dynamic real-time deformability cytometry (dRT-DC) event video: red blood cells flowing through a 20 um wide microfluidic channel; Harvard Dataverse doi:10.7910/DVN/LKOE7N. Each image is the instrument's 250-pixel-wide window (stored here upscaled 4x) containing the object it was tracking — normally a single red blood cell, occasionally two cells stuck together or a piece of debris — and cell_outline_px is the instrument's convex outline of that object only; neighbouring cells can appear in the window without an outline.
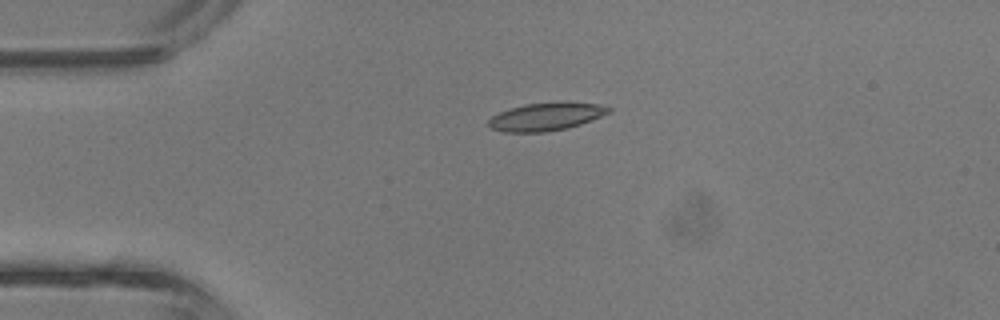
{"species": "common noctule bat (a hibernating species)", "species_latin": "Nyctalus noctula", "temperature_condition": "room temperature", "stored_images_in_passage": 4, "camera_frame_rate_fps": 3000, "um_per_image_px": 0.085, "animal": {"sex": "male", "body_mass_g": 13.3}, "frame": {"image": 1, "passage_image": 3, "time_ms": 0.667, "image_size_px": [1000, 320], "cell_outline_px": [[612, 112], [580, 124], [568, 128], [544, 132], [504, 132], [492, 128], [488, 124], [488, 120], [492, 116], [500, 112], [512, 108], [528, 104], [596, 104], [612, 108]], "centroid_in_image_um": [46.39, 9.96], "position_along_channel_um": 38.6, "area_um2": 18.67}}